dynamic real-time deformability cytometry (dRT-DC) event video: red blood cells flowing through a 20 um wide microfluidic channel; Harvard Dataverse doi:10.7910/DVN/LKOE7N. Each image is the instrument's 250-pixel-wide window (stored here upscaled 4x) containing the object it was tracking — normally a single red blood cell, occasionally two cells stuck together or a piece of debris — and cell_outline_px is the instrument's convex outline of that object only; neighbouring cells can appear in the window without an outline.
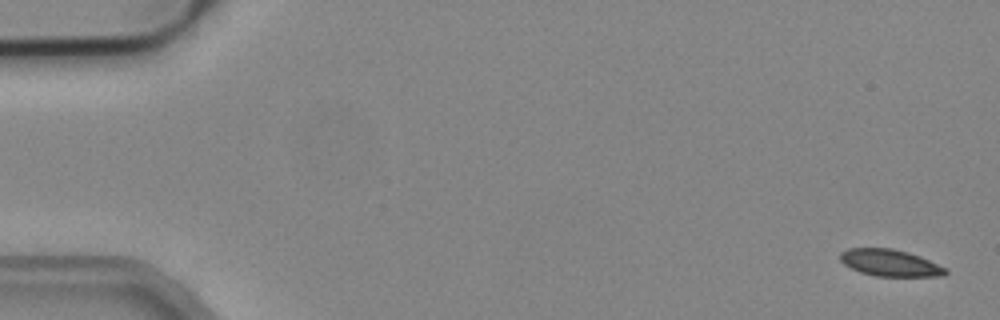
{"species": "common noctule bat (a hibernating species)", "species_latin": "Nyctalus noctula", "temperature_condition": "cold", "stored_images_in_passage": 5, "camera_frame_rate_fps": 3000, "um_per_image_px": 0.085, "animal": {"sex": "male", "body_mass_g": 19.2, "forearm_length_mm": 51.8}, "frame": {"image": 1, "passage_image": 1, "time_ms": 0.0, "image_size_px": [1000, 320], "cell_outline_px": [[948, 272], [944, 276], [876, 276], [860, 272], [844, 264], [840, 260], [840, 252], [848, 248], [892, 248], [908, 252], [920, 256], [948, 268]], "centroid_in_image_um": [75.68, 22.34], "position_along_channel_um": 9.3, "area_um2": 16.53}}